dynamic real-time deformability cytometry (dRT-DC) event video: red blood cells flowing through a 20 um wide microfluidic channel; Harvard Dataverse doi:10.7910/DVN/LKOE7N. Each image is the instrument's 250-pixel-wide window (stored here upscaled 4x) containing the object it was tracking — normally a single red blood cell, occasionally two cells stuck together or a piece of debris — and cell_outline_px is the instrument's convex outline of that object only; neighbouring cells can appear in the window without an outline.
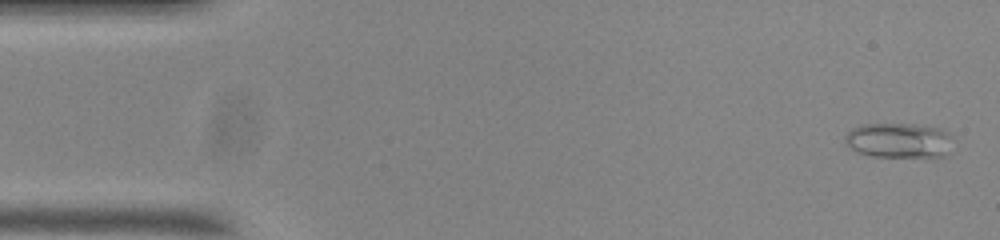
{"species": "common noctule bat (a hibernating species)", "species_latin": "Nyctalus noctula", "temperature_condition": "room temperature", "stored_images_in_passage": 54, "camera_frame_rate_fps": 3000, "um_per_image_px": 0.085, "animal": {"sex": "male", "body_mass_g": 20.0, "forearm_length_mm": 53.3}, "frame": {"image": 1, "passage_image": 2, "time_ms": 0.333, "image_size_px": [1000, 240], "cell_outline_px": [[956, 140], [948, 156], [872, 156], [860, 152], [844, 144], [844, 136], [852, 128], [860, 124], [916, 124], [940, 128], [948, 132]], "centroid_in_image_um": [76.48, 11.92], "position_along_channel_um": 8.5, "area_um2": 22.37}}
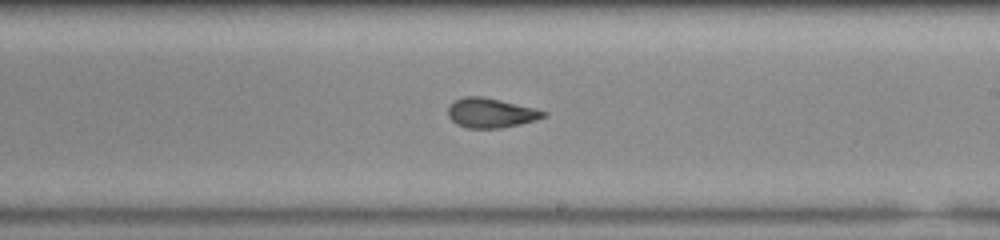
{"frame": {"image": 2, "passage_image": 31, "time_ms": 10.0, "image_size_px": [1000, 240], "cell_outline_px": [[548, 112], [544, 116], [536, 120], [520, 124], [500, 128], [468, 128], [456, 124], [448, 116], [448, 108], [456, 100], [464, 96], [480, 96], [500, 100]], "centroid_in_image_um": [41.69, 9.61], "position_along_channel_um": 247.3, "area_um2": 16.18}}
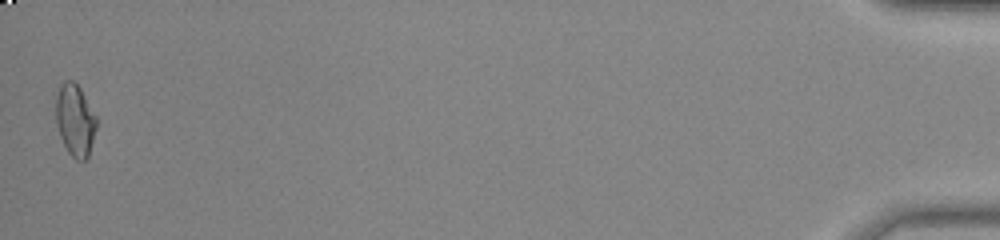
{"frame": {"image": 3, "passage_image": 54, "time_ms": 17.667, "image_size_px": [1000, 240], "cell_outline_px": [[96, 128], [88, 160], [76, 160], [68, 152], [60, 136], [56, 124], [56, 96], [60, 84], [64, 80], [72, 80], [80, 88], [96, 116]], "centroid_in_image_um": [6.38, 10.22], "position_along_channel_um": 428.8, "area_um2": 17.05}, "authors_computed_cell_mechanics": {"area_um2": 16.8487, "velocity_mm_per_s": 3.709, "shape_relaxation_time_tau1_ms": 9.4081, "shape_relaxation_time_tau2_ms": 1.7215, "deformation_change_tau1": 0.2174, "deformation_change_tau2": 0.0888}}